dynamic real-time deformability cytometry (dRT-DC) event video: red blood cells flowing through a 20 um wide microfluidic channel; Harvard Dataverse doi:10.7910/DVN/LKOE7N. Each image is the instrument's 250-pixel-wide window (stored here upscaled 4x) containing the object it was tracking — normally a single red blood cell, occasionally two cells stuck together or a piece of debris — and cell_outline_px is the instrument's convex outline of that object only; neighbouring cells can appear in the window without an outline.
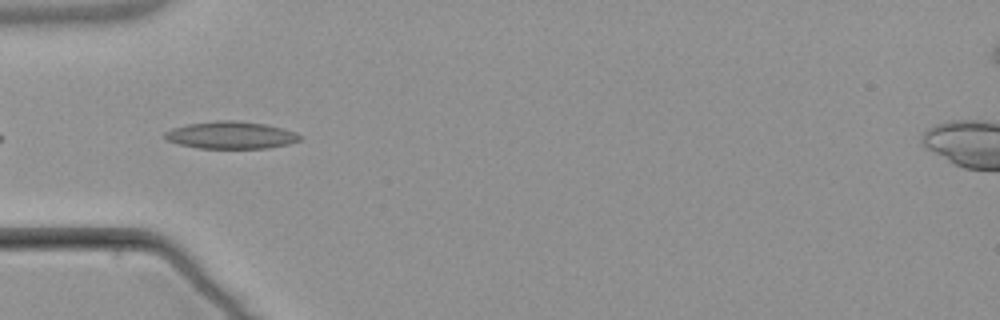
{"species": "common noctule bat (a hibernating species)", "species_latin": "Nyctalus noctula", "temperature_condition": "warm", "stored_images_in_passage": 7, "camera_frame_rate_fps": 3000, "um_per_image_px": 0.085, "animal": {"sex": "male", "body_mass_g": 21.5, "forearm_length_mm": 52.0}, "frame": {"image": 1, "passage_image": 5, "time_ms": 4.667, "image_size_px": [1000, 320], "cell_outline_px": [[300, 140], [288, 144], [268, 148], [200, 148], [180, 144], [168, 140], [164, 136], [164, 132], [172, 128], [188, 124], [216, 120], [236, 120], [264, 124], [296, 132], [300, 136]], "centroid_in_image_um": [19.62, 11.48], "position_along_channel_um": 65.4, "area_um2": 21.27}}
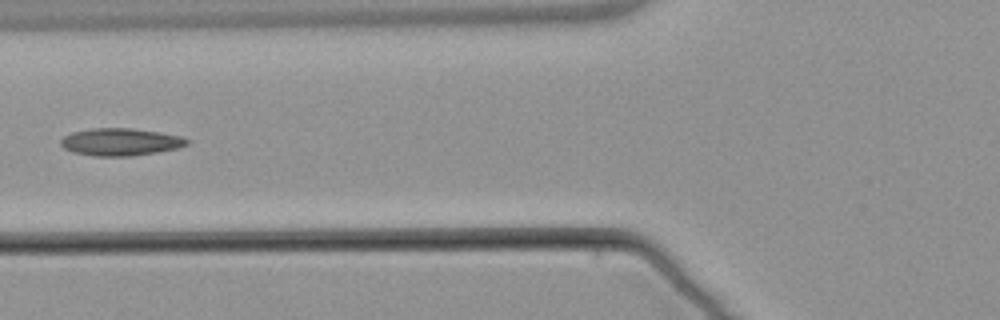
{"frame": {"image": 2, "passage_image": 6, "time_ms": 6.0, "image_size_px": [1000, 320], "cell_outline_px": [[188, 144], [180, 148], [132, 156], [92, 156], [72, 152], [64, 148], [60, 144], [60, 140], [64, 136], [72, 132], [92, 128], [132, 128], [160, 132], [184, 136], [188, 140]], "centroid_in_image_um": [10.25, 12.06], "position_along_channel_um": 115.5, "area_um2": 20.35}}